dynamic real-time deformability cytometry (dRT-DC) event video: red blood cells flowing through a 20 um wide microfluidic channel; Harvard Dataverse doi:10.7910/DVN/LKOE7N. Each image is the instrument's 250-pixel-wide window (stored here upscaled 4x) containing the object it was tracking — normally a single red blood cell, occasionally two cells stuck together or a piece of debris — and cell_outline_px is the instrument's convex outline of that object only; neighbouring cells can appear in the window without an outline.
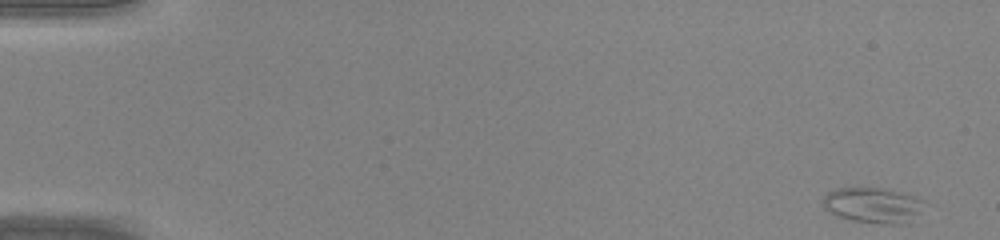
{"species": "common noctule bat (a hibernating species)", "species_latin": "Nyctalus noctula", "temperature_condition": "warm", "stored_images_in_passage": 45, "camera_frame_rate_fps": 3000, "um_per_image_px": 0.085, "animal": {"sex": "male", "body_mass_g": 20.0, "forearm_length_mm": 53.3}, "frame": {"image": 1, "passage_image": 1, "time_ms": 0.0, "image_size_px": [1000, 240], "cell_outline_px": [[920, 212], [912, 224], [880, 224], [852, 220], [836, 216], [824, 208], [824, 196], [828, 192], [836, 188], [884, 188], [900, 192], [912, 196], [920, 200]], "centroid_in_image_um": [74.19, 17.47], "position_along_channel_um": 10.8, "area_um2": 20.87}}
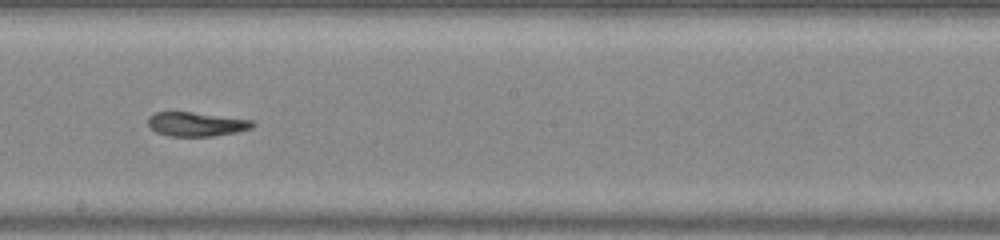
{"frame": {"image": 2, "passage_image": 26, "time_ms": 8.333, "image_size_px": [1000, 240], "cell_outline_px": [[256, 124], [252, 128], [236, 132], [212, 136], [168, 136], [156, 132], [148, 124], [148, 116], [156, 112], [192, 112], [252, 120]], "centroid_in_image_um": [16.68, 10.55], "position_along_channel_um": 231.5, "area_um2": 14.62}}
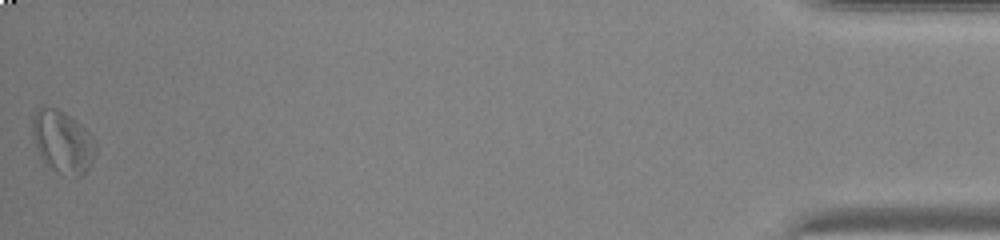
{"frame": {"image": 3, "passage_image": 45, "time_ms": 14.667, "image_size_px": [1000, 240], "cell_outline_px": [[96, 152], [88, 168], [80, 176], [76, 176], [48, 168], [40, 156], [32, 140], [32, 116], [40, 104], [44, 104], [56, 108], [64, 112], [80, 124], [96, 140]], "centroid_in_image_um": [5.28, 12.0], "position_along_channel_um": 429.9, "area_um2": 23.18}}